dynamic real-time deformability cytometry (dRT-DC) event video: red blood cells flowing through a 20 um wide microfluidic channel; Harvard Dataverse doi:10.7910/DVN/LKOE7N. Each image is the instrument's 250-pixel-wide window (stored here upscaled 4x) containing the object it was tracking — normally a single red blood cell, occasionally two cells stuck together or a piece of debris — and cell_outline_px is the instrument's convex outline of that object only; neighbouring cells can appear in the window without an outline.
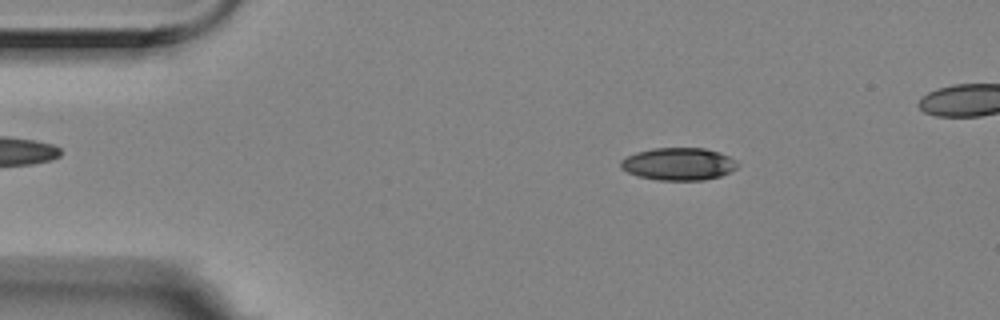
{"species": "Egyptian fruit bat (a non-hibernating species)", "species_latin": "Rousettus aegyptiacus", "temperature_condition": "room temperature", "stored_images_in_passage": 52, "camera_frame_rate_fps": 3000, "um_per_image_px": 0.085, "animal": {"sex": "female"}, "frame": {"image": 1, "passage_image": 8, "time_ms": 2.333, "image_size_px": [1000, 320], "cell_outline_px": [[740, 164], [736, 168], [720, 176], [704, 180], [656, 180], [636, 176], [620, 168], [620, 160], [636, 152], [652, 148], [704, 148], [720, 152], [736, 160]], "centroid_in_image_um": [57.66, 13.94], "position_along_channel_um": 27.3, "area_um2": 22.25}}
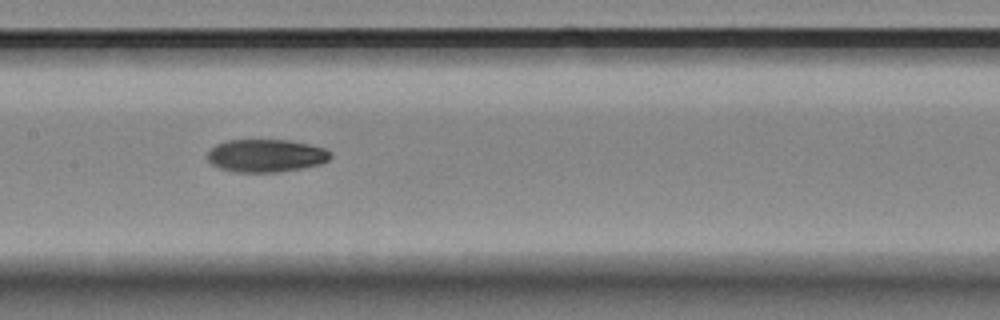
{"frame": {"image": 2, "passage_image": 26, "time_ms": 8.333, "image_size_px": [1000, 320], "cell_outline_px": [[332, 156], [328, 160], [320, 164], [300, 168], [276, 172], [232, 172], [220, 168], [212, 164], [208, 160], [208, 152], [216, 144], [228, 140], [288, 140], [312, 144], [324, 148], [332, 152]], "centroid_in_image_um": [22.63, 13.22], "position_along_channel_um": 184.8, "area_um2": 23.58}}
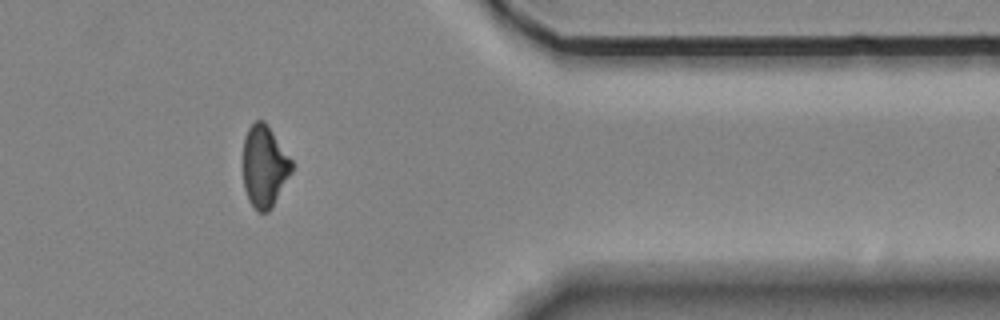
{"frame": {"image": 3, "passage_image": 45, "time_ms": 14.667, "image_size_px": [1000, 320], "cell_outline_px": [[292, 172], [272, 208], [268, 212], [260, 212], [248, 200], [244, 188], [244, 136], [248, 128], [256, 120], [264, 120], [292, 160]], "centroid_in_image_um": [22.48, 14.14], "position_along_channel_um": 388.9, "area_um2": 23.0}}